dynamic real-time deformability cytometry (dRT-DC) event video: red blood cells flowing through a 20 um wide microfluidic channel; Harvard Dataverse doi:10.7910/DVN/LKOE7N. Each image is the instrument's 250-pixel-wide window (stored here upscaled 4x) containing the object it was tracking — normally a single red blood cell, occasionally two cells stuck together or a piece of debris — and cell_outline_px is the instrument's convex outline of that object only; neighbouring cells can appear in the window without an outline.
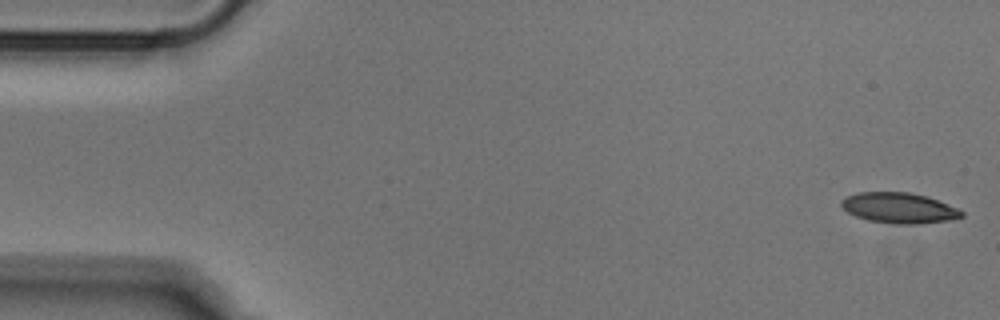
{"species": "Egyptian fruit bat (a non-hibernating species)", "species_latin": "Rousettus aegyptiacus", "temperature_condition": "cold", "stored_images_in_passage": 51, "camera_frame_rate_fps": 3000, "um_per_image_px": 0.085, "animal": {"sex": "male"}, "frame": {"image": 1, "passage_image": 1, "time_ms": 0.0, "image_size_px": [1000, 320], "cell_outline_px": [[964, 216], [948, 220], [920, 224], [892, 224], [868, 220], [856, 216], [848, 212], [840, 204], [840, 200], [856, 192], [908, 192], [928, 196], [956, 208], [964, 212]], "centroid_in_image_um": [76.41, 17.67], "position_along_channel_um": 8.6, "area_um2": 21.39}}
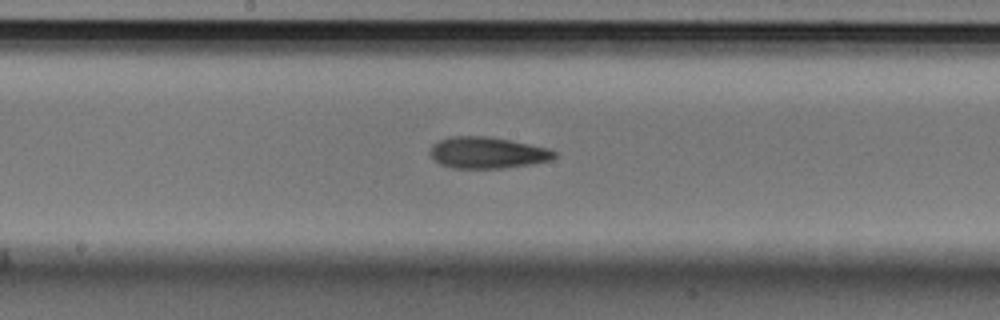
{"frame": {"image": 2, "passage_image": 26, "time_ms": 8.333, "image_size_px": [1000, 320], "cell_outline_px": [[556, 156], [552, 160], [532, 164], [504, 168], [452, 168], [440, 164], [432, 156], [432, 144], [440, 140], [452, 136], [488, 136], [552, 148], [556, 152]], "centroid_in_image_um": [41.49, 12.98], "position_along_channel_um": 206.7, "area_um2": 22.77}}
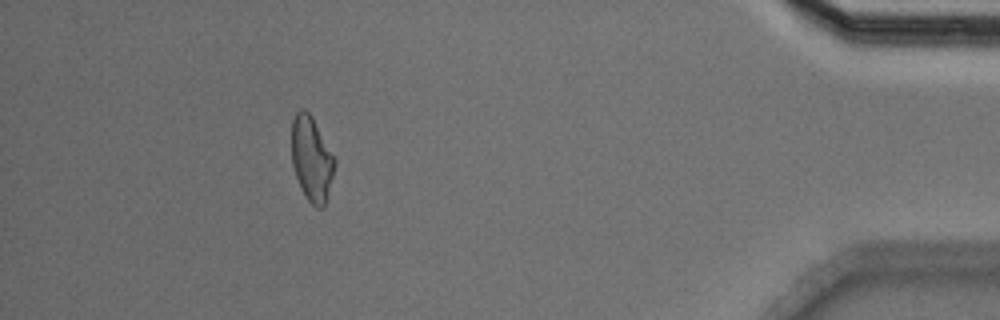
{"frame": {"image": 3, "passage_image": 46, "time_ms": 15.0, "image_size_px": [1000, 320], "cell_outline_px": [[336, 164], [324, 208], [316, 208], [308, 200], [300, 188], [292, 164], [292, 120], [296, 112], [300, 108], [304, 108], [312, 116], [336, 160]], "centroid_in_image_um": [26.48, 13.5], "position_along_channel_um": 408.7, "area_um2": 21.27}}